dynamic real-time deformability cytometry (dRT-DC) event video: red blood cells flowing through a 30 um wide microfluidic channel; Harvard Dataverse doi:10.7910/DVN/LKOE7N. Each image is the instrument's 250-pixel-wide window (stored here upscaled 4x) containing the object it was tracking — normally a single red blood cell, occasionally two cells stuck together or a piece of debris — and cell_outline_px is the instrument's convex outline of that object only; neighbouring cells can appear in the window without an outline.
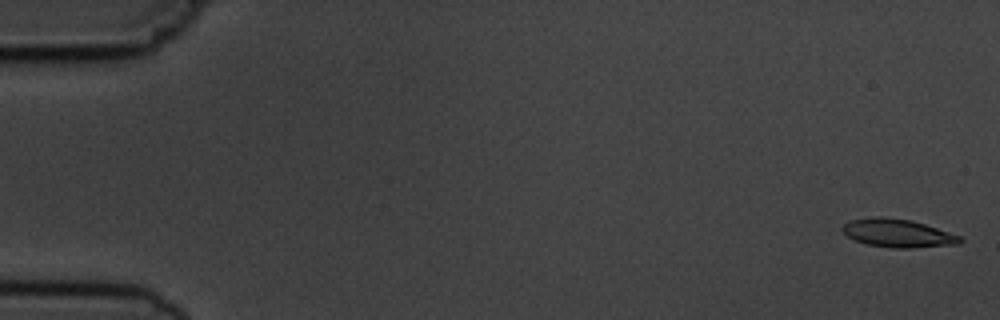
{"species": "common noctule bat (a hibernating species)", "species_latin": "Nyctalus noctula", "temperature_condition": "cold", "stored_images_in_passage": 6, "camera_frame_rate_fps": 3000, "um_per_image_px": 0.085, "animal": {"sex": "male", "body_mass_g": 19.5, "forearm_length_mm": 54.6}, "frame": {"image": 1, "passage_image": 1, "time_ms": 0.0, "image_size_px": [1000, 320], "cell_outline_px": [[964, 240], [960, 244], [912, 248], [892, 248], [868, 244], [856, 240], [848, 236], [840, 228], [848, 220], [872, 216], [880, 216], [912, 220], [960, 236]], "centroid_in_image_um": [76.3, 19.81], "position_along_channel_um": 8.7, "area_um2": 19.36}}
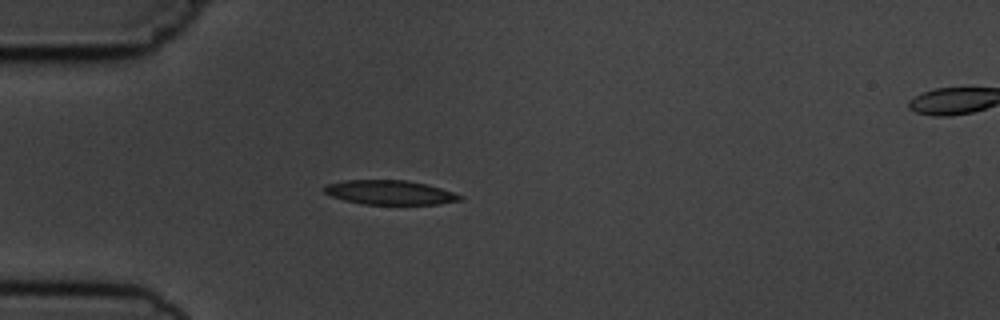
{"frame": {"image": 2, "passage_image": 5, "time_ms": 4.667, "image_size_px": [1000, 320], "cell_outline_px": [[464, 200], [436, 204], [364, 204], [344, 200], [332, 196], [324, 192], [324, 188], [328, 184], [344, 180], [408, 180], [440, 188], [464, 196]], "centroid_in_image_um": [33.16, 16.36], "position_along_channel_um": 51.8, "area_um2": 19.07}}